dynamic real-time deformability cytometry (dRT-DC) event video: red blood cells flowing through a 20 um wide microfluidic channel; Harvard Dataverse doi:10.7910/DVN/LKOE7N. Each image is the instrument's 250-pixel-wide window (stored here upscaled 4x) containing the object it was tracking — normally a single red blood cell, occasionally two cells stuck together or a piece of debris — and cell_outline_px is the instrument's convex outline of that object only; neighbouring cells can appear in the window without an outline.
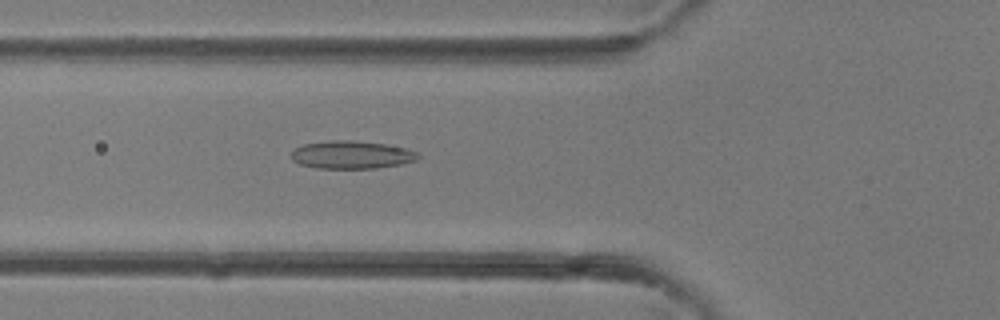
{"species": "common noctule bat (a hibernating species)", "species_latin": "Nyctalus noctula", "temperature_condition": "room temperature", "stored_images_in_passage": 40, "camera_frame_rate_fps": 3000, "um_per_image_px": 0.085, "animal": {"sex": "female"}, "frame": {"image": 1, "passage_image": 15, "time_ms": 4.667, "image_size_px": [1000, 320], "cell_outline_px": [[420, 156], [416, 160], [400, 164], [376, 168], [316, 168], [300, 164], [292, 160], [292, 152], [296, 148], [304, 144], [328, 140], [352, 140], [384, 144], [404, 148], [416, 152]], "centroid_in_image_um": [29.86, 13.15], "position_along_channel_um": 95.9, "area_um2": 20.4}}
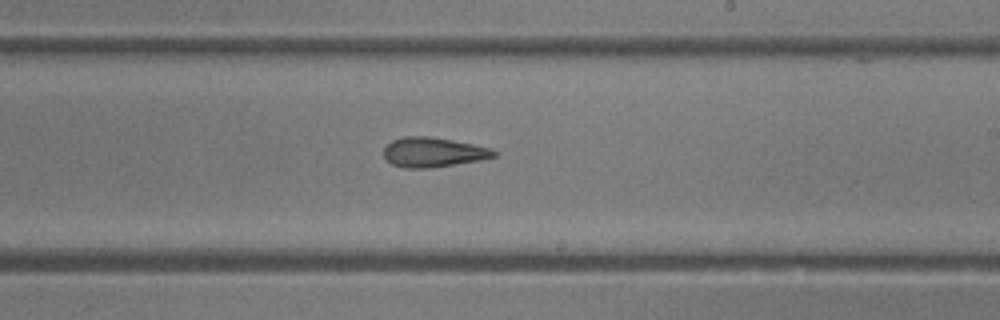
{"frame": {"image": 2, "passage_image": 24, "time_ms": 7.667, "image_size_px": [1000, 320], "cell_outline_px": [[500, 152], [496, 156], [480, 160], [428, 168], [404, 168], [392, 164], [384, 156], [384, 148], [392, 140], [404, 136], [428, 136], [452, 140], [492, 148]], "centroid_in_image_um": [36.84, 12.93], "position_along_channel_um": 252.2, "area_um2": 19.02}}
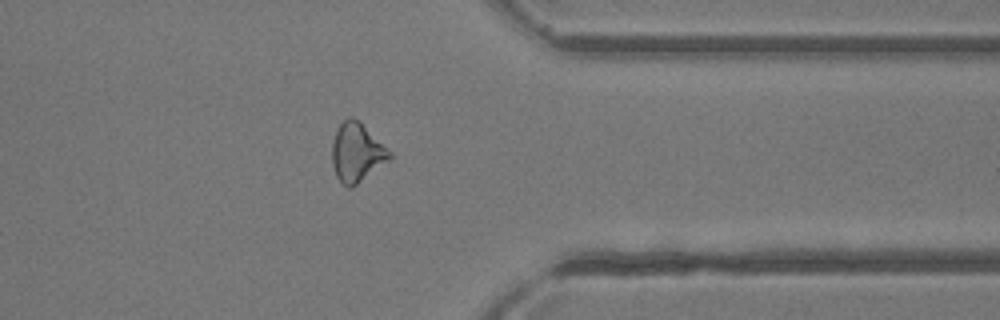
{"frame": {"image": 3, "passage_image": 32, "time_ms": 10.333, "image_size_px": [1000, 320], "cell_outline_px": [[392, 160], [352, 188], [348, 188], [336, 176], [332, 164], [332, 144], [336, 132], [340, 124], [348, 116], [352, 116], [360, 120], [392, 152]], "centroid_in_image_um": [30.37, 12.96], "position_along_channel_um": 381.0, "area_um2": 20.17}}